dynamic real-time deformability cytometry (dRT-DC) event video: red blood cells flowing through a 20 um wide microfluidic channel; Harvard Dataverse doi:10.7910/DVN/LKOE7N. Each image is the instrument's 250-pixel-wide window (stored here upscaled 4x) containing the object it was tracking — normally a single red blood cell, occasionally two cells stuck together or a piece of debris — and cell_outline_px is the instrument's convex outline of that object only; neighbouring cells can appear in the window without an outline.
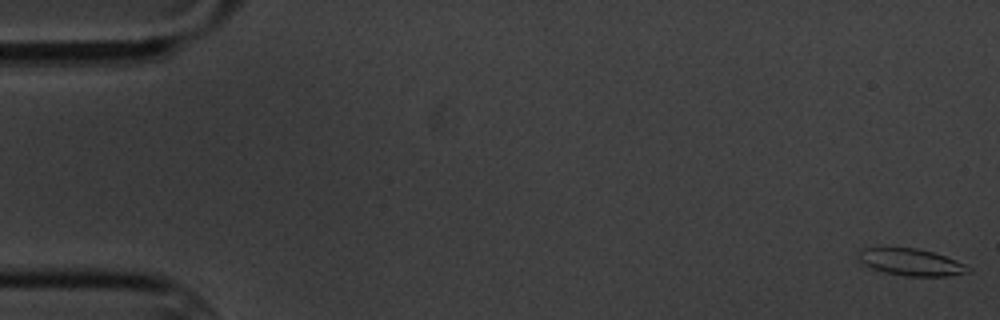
{"species": "common noctule bat (a hibernating species)", "species_latin": "Nyctalus noctula", "temperature_condition": "cold", "stored_images_in_passage": 6, "camera_frame_rate_fps": 3000, "um_per_image_px": 0.085, "animal": {"sex": "male", "body_mass_g": 20.1, "forearm_length_mm": 53.5}, "frame": {"image": 1, "passage_image": 1, "time_ms": 0.0, "image_size_px": [1000, 320], "cell_outline_px": [[972, 272], [948, 276], [904, 276], [884, 272], [872, 268], [864, 264], [860, 260], [860, 248], [916, 248], [932, 252], [956, 260], [972, 268]], "centroid_in_image_um": [77.49, 22.3], "position_along_channel_um": 7.5, "area_um2": 17.05}}
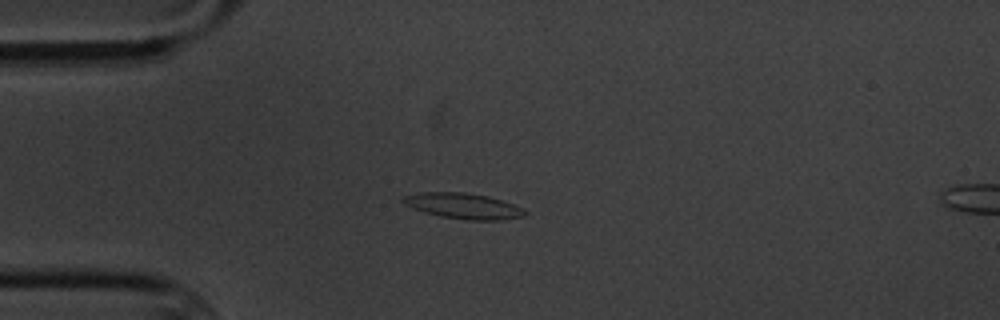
{"frame": {"image": 2, "passage_image": 5, "time_ms": 4.667, "image_size_px": [1000, 320], "cell_outline_px": [[528, 212], [524, 216], [500, 220], [468, 220], [440, 216], [424, 212], [412, 208], [404, 204], [400, 200], [404, 196], [420, 192], [464, 192], [488, 196], [524, 208]], "centroid_in_image_um": [39.37, 17.5], "position_along_channel_um": 45.6, "area_um2": 18.21}}